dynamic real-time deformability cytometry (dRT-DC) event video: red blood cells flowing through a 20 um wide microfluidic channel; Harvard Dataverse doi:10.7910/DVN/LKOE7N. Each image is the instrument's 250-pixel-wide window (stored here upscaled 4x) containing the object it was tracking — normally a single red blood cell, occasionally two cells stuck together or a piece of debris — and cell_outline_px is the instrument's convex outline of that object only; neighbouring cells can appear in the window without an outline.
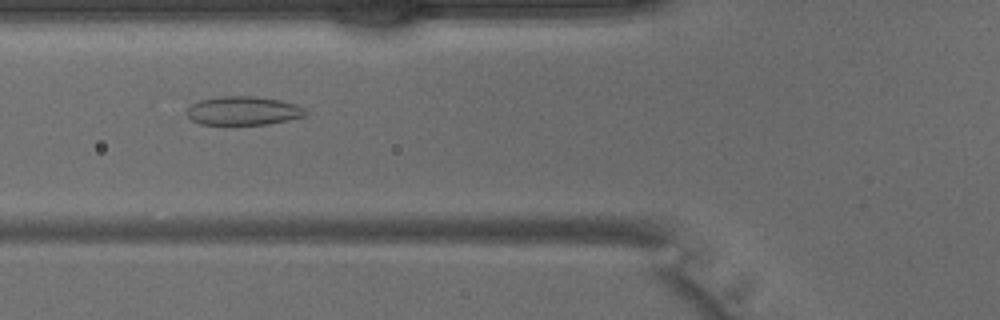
{"species": "common noctule bat (a hibernating species)", "species_latin": "Nyctalus noctula", "temperature_condition": "warm", "stored_images_in_passage": 39, "camera_frame_rate_fps": 3000, "um_per_image_px": 0.085, "animal": {"sex": "male", "body_mass_g": 15.6}, "frame": {"image": 1, "passage_image": 12, "time_ms": 3.667, "image_size_px": [1000, 320], "cell_outline_px": [[308, 112], [304, 116], [288, 120], [268, 124], [200, 124], [192, 120], [188, 116], [188, 108], [192, 104], [200, 100], [220, 96], [256, 96], [280, 100], [296, 104], [304, 108]], "centroid_in_image_um": [20.7, 9.41], "position_along_channel_um": 105.1, "area_um2": 19.77}}
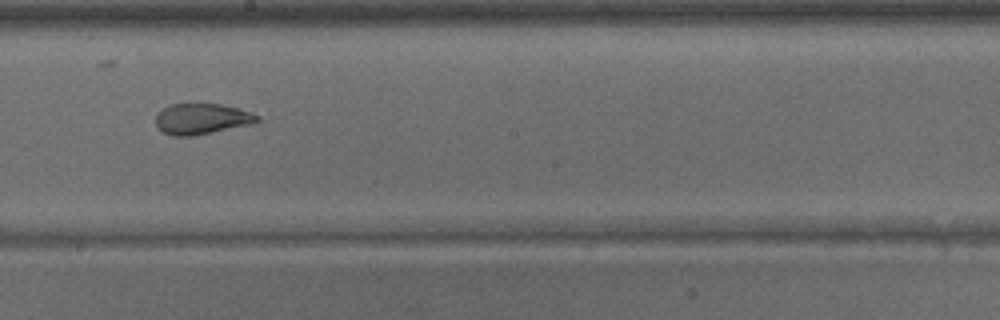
{"frame": {"image": 2, "passage_image": 20, "time_ms": 6.333, "image_size_px": [1000, 320], "cell_outline_px": [[260, 120], [252, 124], [192, 136], [172, 136], [156, 128], [156, 116], [164, 108], [172, 104], [220, 104], [252, 112], [260, 116]], "centroid_in_image_um": [17.16, 10.11], "position_along_channel_um": 231.0, "area_um2": 18.09}}
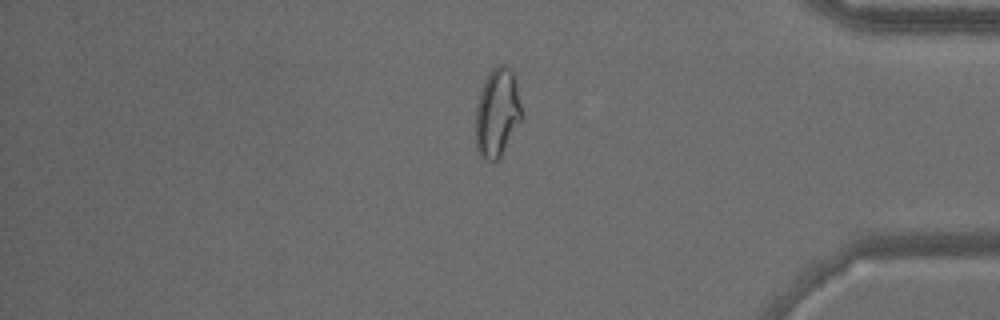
{"frame": {"image": 3, "passage_image": 32, "time_ms": 10.333, "image_size_px": [1000, 320], "cell_outline_px": [[524, 116], [500, 156], [492, 164], [480, 156], [476, 148], [476, 104], [484, 80], [488, 72], [496, 64], [504, 64], [512, 72], [516, 80]], "centroid_in_image_um": [42.27, 9.57], "position_along_channel_um": 392.9, "area_um2": 24.16}}